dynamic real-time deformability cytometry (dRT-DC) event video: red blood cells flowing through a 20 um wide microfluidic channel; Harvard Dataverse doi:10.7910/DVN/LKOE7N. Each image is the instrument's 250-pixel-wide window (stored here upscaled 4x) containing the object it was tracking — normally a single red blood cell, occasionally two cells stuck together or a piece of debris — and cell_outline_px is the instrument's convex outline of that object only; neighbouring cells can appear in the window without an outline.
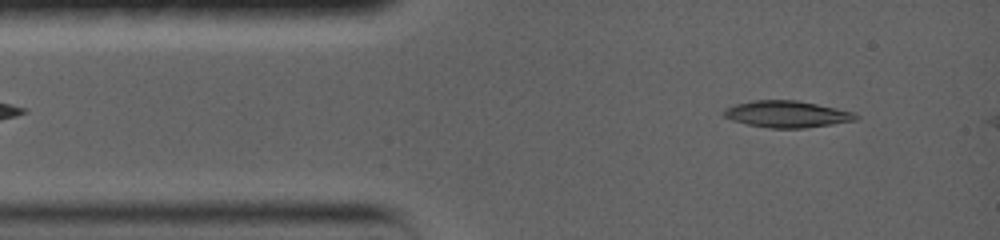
{"species": "common noctule bat (a hibernating species)", "species_latin": "Nyctalus noctula", "temperature_condition": "warm", "stored_images_in_passage": 27, "camera_frame_rate_fps": 5000, "um_per_image_px": 0.085, "animal": {"sex": "female", "body_mass_g": 19.0, "forearm_length_mm": 56.7}, "frame": {"image": 1, "passage_image": 2, "time_ms": 0.6, "image_size_px": [1000, 240], "cell_outline_px": [[860, 116], [856, 120], [832, 124], [804, 128], [768, 128], [748, 124], [732, 120], [724, 116], [724, 108], [736, 104], [752, 100], [796, 100], [836, 108], [852, 112]], "centroid_in_image_um": [66.88, 9.7], "position_along_channel_um": 18.1, "area_um2": 20.35}}
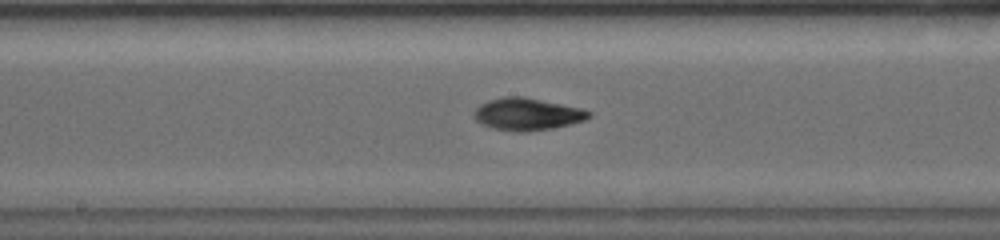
{"frame": {"image": 2, "passage_image": 12, "time_ms": 6.6, "image_size_px": [1000, 240], "cell_outline_px": [[592, 116], [584, 120], [552, 128], [528, 132], [516, 132], [492, 128], [480, 124], [472, 116], [476, 108], [480, 104], [488, 100], [504, 96], [524, 96], [584, 108], [592, 112]], "centroid_in_image_um": [44.8, 9.69], "position_along_channel_um": 203.4, "area_um2": 21.91}}
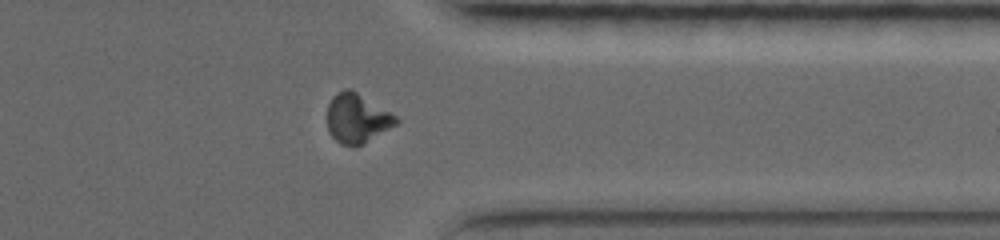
{"frame": {"image": 3, "passage_image": 22, "time_ms": 11.4, "image_size_px": [1000, 240], "cell_outline_px": [[400, 120], [396, 124], [364, 144], [340, 144], [328, 132], [328, 104], [332, 96], [336, 92], [344, 88], [348, 88], [356, 92], [396, 116]], "centroid_in_image_um": [30.32, 10.04], "position_along_channel_um": 381.1, "area_um2": 19.42}}